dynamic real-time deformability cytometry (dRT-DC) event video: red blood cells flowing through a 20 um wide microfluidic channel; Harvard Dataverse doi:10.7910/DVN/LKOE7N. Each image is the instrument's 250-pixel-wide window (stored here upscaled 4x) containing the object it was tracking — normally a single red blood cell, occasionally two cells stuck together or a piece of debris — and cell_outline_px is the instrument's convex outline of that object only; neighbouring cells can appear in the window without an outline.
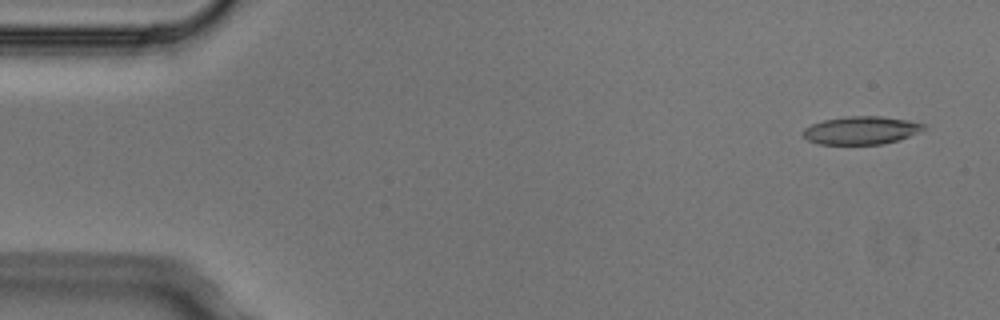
{"species": "Egyptian fruit bat (a non-hibernating species)", "species_latin": "Rousettus aegyptiacus", "temperature_condition": "cold", "stored_images_in_passage": 5, "camera_frame_rate_fps": 3000, "um_per_image_px": 0.085, "animal": {"sex": "male"}, "frame": {"image": 1, "passage_image": 1, "time_ms": 0.0, "image_size_px": [1000, 320], "cell_outline_px": [[928, 128], [900, 140], [884, 144], [816, 144], [808, 140], [800, 132], [804, 128], [812, 124], [824, 120], [848, 116], [880, 116], [908, 120], [924, 124]], "centroid_in_image_um": [73.2, 11.08], "position_along_channel_um": 11.8, "area_um2": 19.83}}
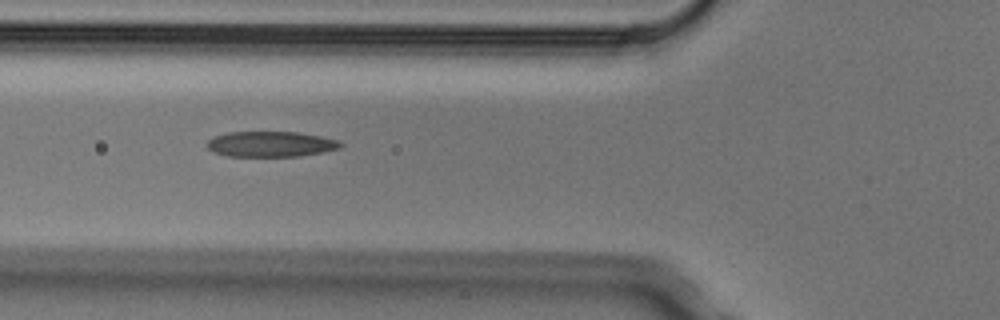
{"frame": {"image": 2, "passage_image": 5, "time_ms": 1.333, "image_size_px": [1000, 320], "cell_outline_px": [[344, 144], [340, 148], [320, 152], [296, 156], [228, 156], [212, 152], [204, 144], [208, 140], [216, 136], [228, 132], [300, 132], [340, 140]], "centroid_in_image_um": [23.0, 12.24], "position_along_channel_um": 102.8, "area_um2": 19.83}}